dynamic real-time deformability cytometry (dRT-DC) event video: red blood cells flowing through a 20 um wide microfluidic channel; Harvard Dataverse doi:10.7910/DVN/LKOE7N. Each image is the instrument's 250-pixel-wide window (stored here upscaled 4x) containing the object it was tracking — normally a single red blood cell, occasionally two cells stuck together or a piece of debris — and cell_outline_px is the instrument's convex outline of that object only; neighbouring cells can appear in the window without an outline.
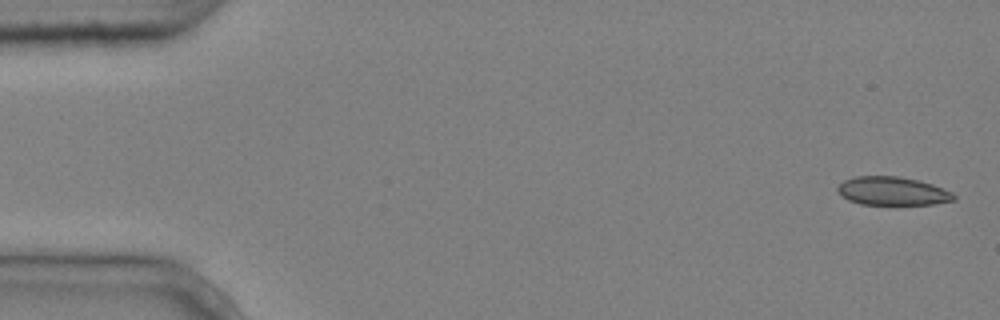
{"species": "common noctule bat (a hibernating species)", "species_latin": "Nyctalus noctula", "temperature_condition": "cold", "stored_images_in_passage": 5, "camera_frame_rate_fps": 3000, "um_per_image_px": 0.085, "animal": {"sex": "male", "body_mass_g": 20.4}, "frame": {"image": 1, "passage_image": 1, "time_ms": 0.0, "image_size_px": [1000, 320], "cell_outline_px": [[956, 200], [936, 204], [896, 208], [860, 204], [848, 200], [836, 188], [844, 180], [856, 176], [900, 176], [932, 184], [952, 192], [956, 196]], "centroid_in_image_um": [75.91, 16.31], "position_along_channel_um": 9.1, "area_um2": 20.23}}
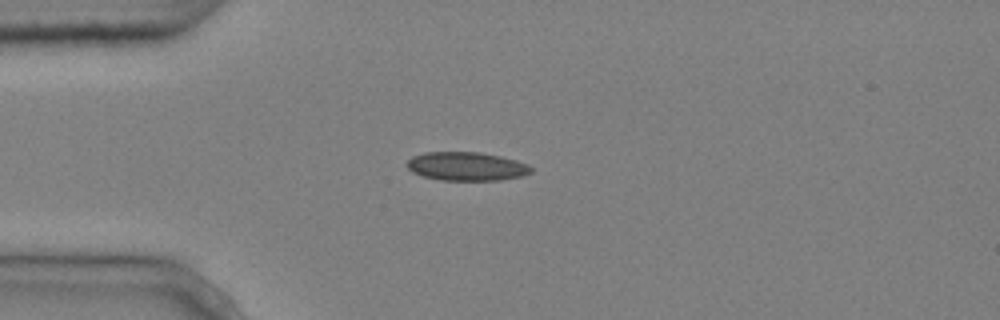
{"frame": {"image": 2, "passage_image": 4, "time_ms": 1.0, "image_size_px": [1000, 320], "cell_outline_px": [[532, 172], [524, 176], [500, 180], [440, 180], [424, 176], [412, 172], [404, 164], [412, 156], [424, 152], [480, 152], [500, 156], [516, 160], [528, 164], [532, 168]], "centroid_in_image_um": [39.65, 14.14], "position_along_channel_um": 45.3, "area_um2": 20.87}}